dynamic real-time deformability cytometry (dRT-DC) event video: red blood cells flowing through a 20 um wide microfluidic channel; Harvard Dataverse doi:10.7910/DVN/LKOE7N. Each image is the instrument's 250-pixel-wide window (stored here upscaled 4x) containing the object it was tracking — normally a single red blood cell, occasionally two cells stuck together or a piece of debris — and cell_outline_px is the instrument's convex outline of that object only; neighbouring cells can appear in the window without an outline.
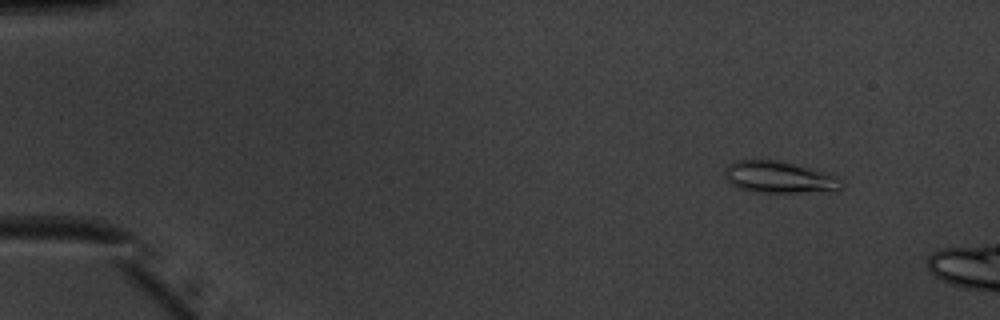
{"species": "common noctule bat (a hibernating species)", "species_latin": "Nyctalus noctula", "temperature_condition": "warm", "stored_images_in_passage": 9, "camera_frame_rate_fps": 3000, "um_per_image_px": 0.085, "animal": {"sex": "male", "body_mass_g": 20.1, "forearm_length_mm": 53.5}, "frame": {"image": 1, "passage_image": 3, "time_ms": 0.667, "image_size_px": [1000, 320], "cell_outline_px": [[844, 188], [840, 192], [752, 192], [736, 188], [728, 180], [724, 172], [724, 168], [728, 164], [736, 160], [776, 160], [792, 164], [836, 176], [844, 180]], "centroid_in_image_um": [66.27, 15.09], "position_along_channel_um": 18.7, "area_um2": 21.79}}